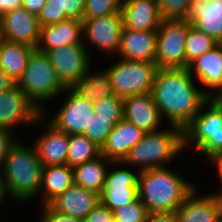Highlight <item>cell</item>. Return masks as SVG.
Returning <instances> with one entry per match:
<instances>
[{"label": "cell", "mask_w": 222, "mask_h": 222, "mask_svg": "<svg viewBox=\"0 0 222 222\" xmlns=\"http://www.w3.org/2000/svg\"><path fill=\"white\" fill-rule=\"evenodd\" d=\"M4 35H3V30H2V26H1V21H0V47L2 45V42L4 41Z\"/></svg>", "instance_id": "cell-46"}, {"label": "cell", "mask_w": 222, "mask_h": 222, "mask_svg": "<svg viewBox=\"0 0 222 222\" xmlns=\"http://www.w3.org/2000/svg\"><path fill=\"white\" fill-rule=\"evenodd\" d=\"M183 177L169 165L139 173L138 196L149 214L176 212L197 187Z\"/></svg>", "instance_id": "cell-2"}, {"label": "cell", "mask_w": 222, "mask_h": 222, "mask_svg": "<svg viewBox=\"0 0 222 222\" xmlns=\"http://www.w3.org/2000/svg\"><path fill=\"white\" fill-rule=\"evenodd\" d=\"M43 123V124H42ZM43 126L40 135L32 142L38 152L42 166L68 164L69 134L58 130L46 120L42 114L36 121V125Z\"/></svg>", "instance_id": "cell-14"}, {"label": "cell", "mask_w": 222, "mask_h": 222, "mask_svg": "<svg viewBox=\"0 0 222 222\" xmlns=\"http://www.w3.org/2000/svg\"><path fill=\"white\" fill-rule=\"evenodd\" d=\"M19 140L10 148L0 172L8 197L23 204L39 198L43 166L35 145Z\"/></svg>", "instance_id": "cell-3"}, {"label": "cell", "mask_w": 222, "mask_h": 222, "mask_svg": "<svg viewBox=\"0 0 222 222\" xmlns=\"http://www.w3.org/2000/svg\"><path fill=\"white\" fill-rule=\"evenodd\" d=\"M190 26L186 18L161 21L155 59L159 69L185 68V43Z\"/></svg>", "instance_id": "cell-8"}, {"label": "cell", "mask_w": 222, "mask_h": 222, "mask_svg": "<svg viewBox=\"0 0 222 222\" xmlns=\"http://www.w3.org/2000/svg\"><path fill=\"white\" fill-rule=\"evenodd\" d=\"M41 115L39 108L16 84L0 93V127L15 132V129L22 128V125L36 126V121Z\"/></svg>", "instance_id": "cell-13"}, {"label": "cell", "mask_w": 222, "mask_h": 222, "mask_svg": "<svg viewBox=\"0 0 222 222\" xmlns=\"http://www.w3.org/2000/svg\"><path fill=\"white\" fill-rule=\"evenodd\" d=\"M82 222H114L113 212L99 202Z\"/></svg>", "instance_id": "cell-38"}, {"label": "cell", "mask_w": 222, "mask_h": 222, "mask_svg": "<svg viewBox=\"0 0 222 222\" xmlns=\"http://www.w3.org/2000/svg\"><path fill=\"white\" fill-rule=\"evenodd\" d=\"M217 195H218V197H219V199H220L221 207H222V192H219Z\"/></svg>", "instance_id": "cell-49"}, {"label": "cell", "mask_w": 222, "mask_h": 222, "mask_svg": "<svg viewBox=\"0 0 222 222\" xmlns=\"http://www.w3.org/2000/svg\"><path fill=\"white\" fill-rule=\"evenodd\" d=\"M114 222H146V221H135V220H114Z\"/></svg>", "instance_id": "cell-47"}, {"label": "cell", "mask_w": 222, "mask_h": 222, "mask_svg": "<svg viewBox=\"0 0 222 222\" xmlns=\"http://www.w3.org/2000/svg\"><path fill=\"white\" fill-rule=\"evenodd\" d=\"M198 86L188 68L158 70L151 95L168 126L184 129L199 113L209 97Z\"/></svg>", "instance_id": "cell-1"}, {"label": "cell", "mask_w": 222, "mask_h": 222, "mask_svg": "<svg viewBox=\"0 0 222 222\" xmlns=\"http://www.w3.org/2000/svg\"><path fill=\"white\" fill-rule=\"evenodd\" d=\"M124 118L144 133L161 129L163 119L151 93L132 95L123 99Z\"/></svg>", "instance_id": "cell-18"}, {"label": "cell", "mask_w": 222, "mask_h": 222, "mask_svg": "<svg viewBox=\"0 0 222 222\" xmlns=\"http://www.w3.org/2000/svg\"><path fill=\"white\" fill-rule=\"evenodd\" d=\"M67 45H84L83 21L68 19L55 25L40 27L37 50L47 53Z\"/></svg>", "instance_id": "cell-20"}, {"label": "cell", "mask_w": 222, "mask_h": 222, "mask_svg": "<svg viewBox=\"0 0 222 222\" xmlns=\"http://www.w3.org/2000/svg\"><path fill=\"white\" fill-rule=\"evenodd\" d=\"M7 196H8V193H7V189L5 186V182H4L1 172H0V208L2 206H4L3 204L6 202Z\"/></svg>", "instance_id": "cell-45"}, {"label": "cell", "mask_w": 222, "mask_h": 222, "mask_svg": "<svg viewBox=\"0 0 222 222\" xmlns=\"http://www.w3.org/2000/svg\"><path fill=\"white\" fill-rule=\"evenodd\" d=\"M3 71V64H2V58H1V54H0V72Z\"/></svg>", "instance_id": "cell-48"}, {"label": "cell", "mask_w": 222, "mask_h": 222, "mask_svg": "<svg viewBox=\"0 0 222 222\" xmlns=\"http://www.w3.org/2000/svg\"><path fill=\"white\" fill-rule=\"evenodd\" d=\"M123 27L121 12L93 19H83L84 46L88 49V53L91 55L90 46L107 55L117 54Z\"/></svg>", "instance_id": "cell-10"}, {"label": "cell", "mask_w": 222, "mask_h": 222, "mask_svg": "<svg viewBox=\"0 0 222 222\" xmlns=\"http://www.w3.org/2000/svg\"><path fill=\"white\" fill-rule=\"evenodd\" d=\"M113 127L114 124L110 122V119H103L94 114L89 122L88 129H85L83 135L101 148Z\"/></svg>", "instance_id": "cell-34"}, {"label": "cell", "mask_w": 222, "mask_h": 222, "mask_svg": "<svg viewBox=\"0 0 222 222\" xmlns=\"http://www.w3.org/2000/svg\"><path fill=\"white\" fill-rule=\"evenodd\" d=\"M63 94H66L64 102L61 103V106L59 105L52 116L50 114L49 117L46 116L48 110L42 114L58 130L69 135L83 134L95 114L94 102L79 97L70 88H66Z\"/></svg>", "instance_id": "cell-9"}, {"label": "cell", "mask_w": 222, "mask_h": 222, "mask_svg": "<svg viewBox=\"0 0 222 222\" xmlns=\"http://www.w3.org/2000/svg\"><path fill=\"white\" fill-rule=\"evenodd\" d=\"M94 111L95 116L110 119V122L116 125L124 118L123 99L116 95L103 97L94 101Z\"/></svg>", "instance_id": "cell-32"}, {"label": "cell", "mask_w": 222, "mask_h": 222, "mask_svg": "<svg viewBox=\"0 0 222 222\" xmlns=\"http://www.w3.org/2000/svg\"><path fill=\"white\" fill-rule=\"evenodd\" d=\"M193 0H158L159 15L165 19H183L187 17Z\"/></svg>", "instance_id": "cell-35"}, {"label": "cell", "mask_w": 222, "mask_h": 222, "mask_svg": "<svg viewBox=\"0 0 222 222\" xmlns=\"http://www.w3.org/2000/svg\"><path fill=\"white\" fill-rule=\"evenodd\" d=\"M41 210L43 211H40L42 217L39 218V222H82L77 218L53 210L49 205L42 206Z\"/></svg>", "instance_id": "cell-39"}, {"label": "cell", "mask_w": 222, "mask_h": 222, "mask_svg": "<svg viewBox=\"0 0 222 222\" xmlns=\"http://www.w3.org/2000/svg\"><path fill=\"white\" fill-rule=\"evenodd\" d=\"M23 7V0H0V16Z\"/></svg>", "instance_id": "cell-42"}, {"label": "cell", "mask_w": 222, "mask_h": 222, "mask_svg": "<svg viewBox=\"0 0 222 222\" xmlns=\"http://www.w3.org/2000/svg\"><path fill=\"white\" fill-rule=\"evenodd\" d=\"M0 21L5 40L36 49L40 38L37 16L20 7L1 15Z\"/></svg>", "instance_id": "cell-16"}, {"label": "cell", "mask_w": 222, "mask_h": 222, "mask_svg": "<svg viewBox=\"0 0 222 222\" xmlns=\"http://www.w3.org/2000/svg\"><path fill=\"white\" fill-rule=\"evenodd\" d=\"M114 220L146 221L149 212L139 197L132 203L123 205L113 211Z\"/></svg>", "instance_id": "cell-36"}, {"label": "cell", "mask_w": 222, "mask_h": 222, "mask_svg": "<svg viewBox=\"0 0 222 222\" xmlns=\"http://www.w3.org/2000/svg\"><path fill=\"white\" fill-rule=\"evenodd\" d=\"M157 31H134L123 27L117 57L125 60L149 61L156 59Z\"/></svg>", "instance_id": "cell-24"}, {"label": "cell", "mask_w": 222, "mask_h": 222, "mask_svg": "<svg viewBox=\"0 0 222 222\" xmlns=\"http://www.w3.org/2000/svg\"><path fill=\"white\" fill-rule=\"evenodd\" d=\"M46 0H23V7L31 14L38 17Z\"/></svg>", "instance_id": "cell-41"}, {"label": "cell", "mask_w": 222, "mask_h": 222, "mask_svg": "<svg viewBox=\"0 0 222 222\" xmlns=\"http://www.w3.org/2000/svg\"><path fill=\"white\" fill-rule=\"evenodd\" d=\"M113 162L100 155L96 159L73 167L74 184L100 195L106 173Z\"/></svg>", "instance_id": "cell-28"}, {"label": "cell", "mask_w": 222, "mask_h": 222, "mask_svg": "<svg viewBox=\"0 0 222 222\" xmlns=\"http://www.w3.org/2000/svg\"><path fill=\"white\" fill-rule=\"evenodd\" d=\"M117 58V62L106 68L114 94L124 99L132 95L151 93L159 70L156 63Z\"/></svg>", "instance_id": "cell-7"}, {"label": "cell", "mask_w": 222, "mask_h": 222, "mask_svg": "<svg viewBox=\"0 0 222 222\" xmlns=\"http://www.w3.org/2000/svg\"><path fill=\"white\" fill-rule=\"evenodd\" d=\"M35 48L31 46L14 43L7 40L2 42L0 54L2 58L3 71L17 83L24 74L28 60Z\"/></svg>", "instance_id": "cell-29"}, {"label": "cell", "mask_w": 222, "mask_h": 222, "mask_svg": "<svg viewBox=\"0 0 222 222\" xmlns=\"http://www.w3.org/2000/svg\"><path fill=\"white\" fill-rule=\"evenodd\" d=\"M184 129L170 125L166 130L145 133L122 161L124 165L137 168L139 172L167 167L176 156L183 153Z\"/></svg>", "instance_id": "cell-4"}, {"label": "cell", "mask_w": 222, "mask_h": 222, "mask_svg": "<svg viewBox=\"0 0 222 222\" xmlns=\"http://www.w3.org/2000/svg\"><path fill=\"white\" fill-rule=\"evenodd\" d=\"M196 189L176 210L178 222H222V207L217 194H200Z\"/></svg>", "instance_id": "cell-17"}, {"label": "cell", "mask_w": 222, "mask_h": 222, "mask_svg": "<svg viewBox=\"0 0 222 222\" xmlns=\"http://www.w3.org/2000/svg\"><path fill=\"white\" fill-rule=\"evenodd\" d=\"M188 70L209 98L222 95V43L194 60Z\"/></svg>", "instance_id": "cell-15"}, {"label": "cell", "mask_w": 222, "mask_h": 222, "mask_svg": "<svg viewBox=\"0 0 222 222\" xmlns=\"http://www.w3.org/2000/svg\"><path fill=\"white\" fill-rule=\"evenodd\" d=\"M86 0H46L38 21L40 27L55 25L61 21L75 19L83 21Z\"/></svg>", "instance_id": "cell-26"}, {"label": "cell", "mask_w": 222, "mask_h": 222, "mask_svg": "<svg viewBox=\"0 0 222 222\" xmlns=\"http://www.w3.org/2000/svg\"><path fill=\"white\" fill-rule=\"evenodd\" d=\"M123 26L134 31H157L162 18L158 0H123Z\"/></svg>", "instance_id": "cell-21"}, {"label": "cell", "mask_w": 222, "mask_h": 222, "mask_svg": "<svg viewBox=\"0 0 222 222\" xmlns=\"http://www.w3.org/2000/svg\"><path fill=\"white\" fill-rule=\"evenodd\" d=\"M123 0H86L83 19H93L121 12Z\"/></svg>", "instance_id": "cell-33"}, {"label": "cell", "mask_w": 222, "mask_h": 222, "mask_svg": "<svg viewBox=\"0 0 222 222\" xmlns=\"http://www.w3.org/2000/svg\"><path fill=\"white\" fill-rule=\"evenodd\" d=\"M113 164L117 168H108L105 182L99 195L100 202L112 211L134 202L139 197L138 177L140 173L136 169H128L123 162H113ZM118 166H122V168Z\"/></svg>", "instance_id": "cell-11"}, {"label": "cell", "mask_w": 222, "mask_h": 222, "mask_svg": "<svg viewBox=\"0 0 222 222\" xmlns=\"http://www.w3.org/2000/svg\"><path fill=\"white\" fill-rule=\"evenodd\" d=\"M16 85L41 112H46L47 106L44 104L47 101L63 97L62 93L66 89L59 81L48 54L37 49L32 51L24 74Z\"/></svg>", "instance_id": "cell-6"}, {"label": "cell", "mask_w": 222, "mask_h": 222, "mask_svg": "<svg viewBox=\"0 0 222 222\" xmlns=\"http://www.w3.org/2000/svg\"><path fill=\"white\" fill-rule=\"evenodd\" d=\"M79 97L96 101L114 94L111 77L106 69L94 71L91 69L80 78L71 88Z\"/></svg>", "instance_id": "cell-27"}, {"label": "cell", "mask_w": 222, "mask_h": 222, "mask_svg": "<svg viewBox=\"0 0 222 222\" xmlns=\"http://www.w3.org/2000/svg\"><path fill=\"white\" fill-rule=\"evenodd\" d=\"M144 134L137 126L122 118L114 125L100 148V154L112 162H122Z\"/></svg>", "instance_id": "cell-19"}, {"label": "cell", "mask_w": 222, "mask_h": 222, "mask_svg": "<svg viewBox=\"0 0 222 222\" xmlns=\"http://www.w3.org/2000/svg\"><path fill=\"white\" fill-rule=\"evenodd\" d=\"M146 222H178L176 212L149 214Z\"/></svg>", "instance_id": "cell-40"}, {"label": "cell", "mask_w": 222, "mask_h": 222, "mask_svg": "<svg viewBox=\"0 0 222 222\" xmlns=\"http://www.w3.org/2000/svg\"><path fill=\"white\" fill-rule=\"evenodd\" d=\"M100 202L99 194L73 184L48 205L55 211L83 220Z\"/></svg>", "instance_id": "cell-22"}, {"label": "cell", "mask_w": 222, "mask_h": 222, "mask_svg": "<svg viewBox=\"0 0 222 222\" xmlns=\"http://www.w3.org/2000/svg\"><path fill=\"white\" fill-rule=\"evenodd\" d=\"M191 145L209 162L222 153V102L219 98H209L184 128V149Z\"/></svg>", "instance_id": "cell-5"}, {"label": "cell", "mask_w": 222, "mask_h": 222, "mask_svg": "<svg viewBox=\"0 0 222 222\" xmlns=\"http://www.w3.org/2000/svg\"><path fill=\"white\" fill-rule=\"evenodd\" d=\"M57 77L65 88H71L92 66V55L84 45H67L47 52Z\"/></svg>", "instance_id": "cell-12"}, {"label": "cell", "mask_w": 222, "mask_h": 222, "mask_svg": "<svg viewBox=\"0 0 222 222\" xmlns=\"http://www.w3.org/2000/svg\"><path fill=\"white\" fill-rule=\"evenodd\" d=\"M100 155V148L85 135H69L68 165L72 168L92 161Z\"/></svg>", "instance_id": "cell-30"}, {"label": "cell", "mask_w": 222, "mask_h": 222, "mask_svg": "<svg viewBox=\"0 0 222 222\" xmlns=\"http://www.w3.org/2000/svg\"><path fill=\"white\" fill-rule=\"evenodd\" d=\"M74 184V171L68 164L44 166L40 186V205H48Z\"/></svg>", "instance_id": "cell-25"}, {"label": "cell", "mask_w": 222, "mask_h": 222, "mask_svg": "<svg viewBox=\"0 0 222 222\" xmlns=\"http://www.w3.org/2000/svg\"><path fill=\"white\" fill-rule=\"evenodd\" d=\"M210 160L214 164L217 170L216 172L218 173L219 180L221 181L220 183L222 184V153L213 156ZM220 189H221L220 191L219 190L217 192L215 191L214 194L222 192V186Z\"/></svg>", "instance_id": "cell-44"}, {"label": "cell", "mask_w": 222, "mask_h": 222, "mask_svg": "<svg viewBox=\"0 0 222 222\" xmlns=\"http://www.w3.org/2000/svg\"><path fill=\"white\" fill-rule=\"evenodd\" d=\"M16 83L4 72H0V93L12 88Z\"/></svg>", "instance_id": "cell-43"}, {"label": "cell", "mask_w": 222, "mask_h": 222, "mask_svg": "<svg viewBox=\"0 0 222 222\" xmlns=\"http://www.w3.org/2000/svg\"><path fill=\"white\" fill-rule=\"evenodd\" d=\"M186 19L193 27L222 43V0H193Z\"/></svg>", "instance_id": "cell-23"}, {"label": "cell", "mask_w": 222, "mask_h": 222, "mask_svg": "<svg viewBox=\"0 0 222 222\" xmlns=\"http://www.w3.org/2000/svg\"><path fill=\"white\" fill-rule=\"evenodd\" d=\"M14 131L11 129L0 127V170L4 164L10 148L19 139L15 137Z\"/></svg>", "instance_id": "cell-37"}, {"label": "cell", "mask_w": 222, "mask_h": 222, "mask_svg": "<svg viewBox=\"0 0 222 222\" xmlns=\"http://www.w3.org/2000/svg\"><path fill=\"white\" fill-rule=\"evenodd\" d=\"M218 44L211 36L190 26L185 43V68Z\"/></svg>", "instance_id": "cell-31"}]
</instances>
